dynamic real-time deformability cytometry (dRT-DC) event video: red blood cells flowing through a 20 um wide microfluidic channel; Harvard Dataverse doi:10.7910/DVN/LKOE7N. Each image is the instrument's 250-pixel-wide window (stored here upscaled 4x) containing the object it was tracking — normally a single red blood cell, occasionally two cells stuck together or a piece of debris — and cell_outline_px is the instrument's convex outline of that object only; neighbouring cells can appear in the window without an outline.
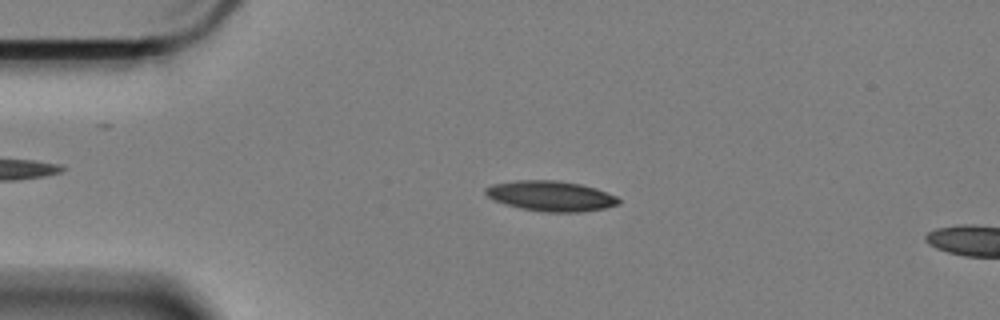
{"species": "Egyptian fruit bat (a non-hibernating species)", "species_latin": "Rousettus aegyptiacus", "temperature_condition": "cold", "stored_images_in_passage": 52, "camera_frame_rate_fps": 3000, "um_per_image_px": 0.085, "animal": {"sex": "female"}, "frame": {"image": 1, "passage_image": 12, "time_ms": 3.667, "image_size_px": [1000, 320], "cell_outline_px": [[620, 204], [604, 208], [580, 212], [544, 212], [520, 208], [504, 204], [492, 200], [484, 192], [484, 188], [492, 184], [516, 180], [556, 180], [580, 184], [596, 188], [616, 196], [620, 200]], "centroid_in_image_um": [46.79, 16.66], "position_along_channel_um": 38.2, "area_um2": 23.58}}
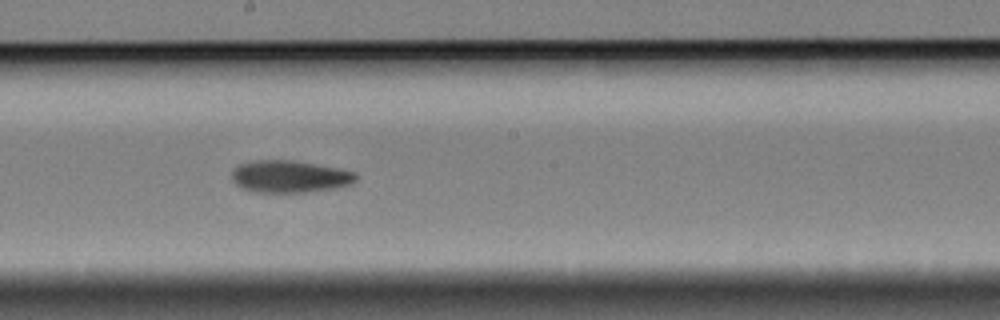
{"frame": {"image": 2, "passage_image": 31, "time_ms": 10.0, "image_size_px": [1000, 320], "cell_outline_px": [[356, 180], [352, 184], [336, 188], [304, 192], [256, 192], [240, 188], [232, 180], [232, 172], [240, 164], [256, 160], [292, 160], [336, 168], [356, 172]], "centroid_in_image_um": [24.62, 15.01], "position_along_channel_um": 223.6, "area_um2": 23.12}}
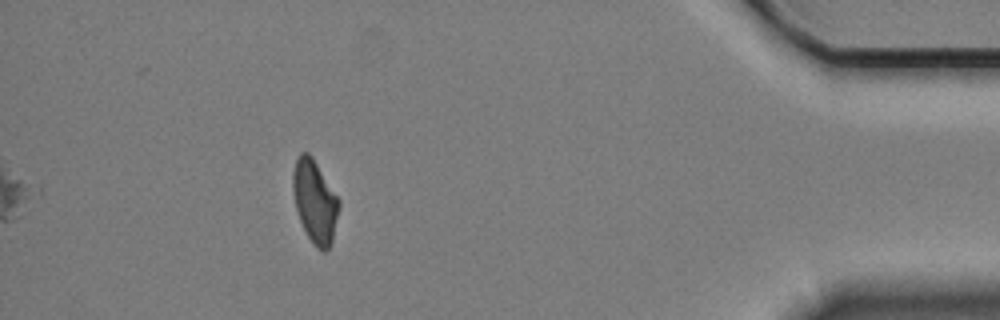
{"frame": {"image": 3, "passage_image": 52, "time_ms": 17.0, "image_size_px": [1000, 320], "cell_outline_px": [[340, 208], [332, 244], [324, 252], [316, 248], [312, 244], [300, 220], [296, 208], [292, 192], [292, 172], [296, 160], [300, 152], [308, 152], [312, 156], [340, 200]], "centroid_in_image_um": [26.77, 17.13], "position_along_channel_um": 408.4, "area_um2": 22.48}, "authors_computed_cell_mechanics": {"area_um2": 23.0911, "velocity_mm_per_s": 3.3784, "shape_relaxation_time_tau1_ms": 6.6365, "shape_relaxation_time_tau2_ms": 5.7557, "deformation_change_tau1": 0.161, "deformation_change_tau2": 0.1215}}